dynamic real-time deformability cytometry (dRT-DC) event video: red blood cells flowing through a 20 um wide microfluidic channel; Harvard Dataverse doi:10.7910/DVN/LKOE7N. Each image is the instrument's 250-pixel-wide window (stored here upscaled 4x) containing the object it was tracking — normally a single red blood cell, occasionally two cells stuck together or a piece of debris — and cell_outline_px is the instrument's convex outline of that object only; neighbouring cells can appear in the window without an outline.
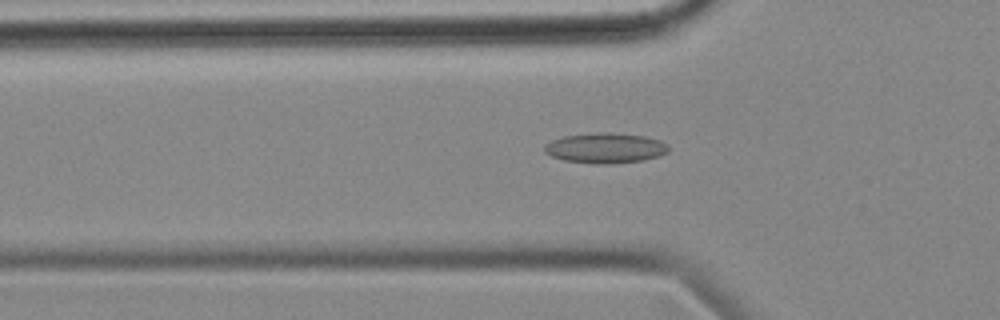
{"species": "common noctule bat (a hibernating species)", "species_latin": "Nyctalus noctula", "temperature_condition": "cold", "stored_images_in_passage": 33, "camera_frame_rate_fps": 3000, "um_per_image_px": 0.085, "animal": {"sex": "female", "body_mass_g": 18.4}, "frame": {"image": 1, "passage_image": 3, "time_ms": 0.667, "image_size_px": [1000, 320], "cell_outline_px": [[668, 152], [660, 156], [644, 160], [612, 164], [592, 164], [564, 160], [552, 156], [544, 152], [544, 144], [552, 140], [564, 136], [592, 132], [608, 132], [644, 136], [660, 140], [668, 144]], "centroid_in_image_um": [51.46, 12.58], "position_along_channel_um": 74.3, "area_um2": 22.14}}
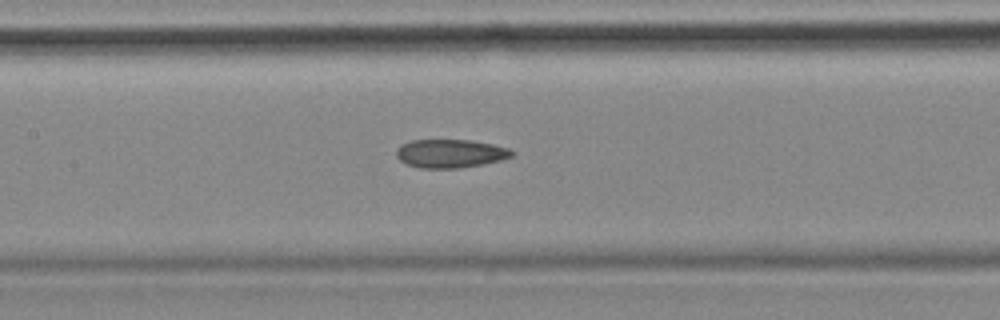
{"frame": {"image": 2, "passage_image": 11, "time_ms": 3.333, "image_size_px": [1000, 320], "cell_outline_px": [[516, 152], [512, 156], [500, 160], [460, 168], [420, 168], [404, 164], [396, 156], [396, 148], [400, 144], [412, 140], [468, 140], [492, 144], [508, 148]], "centroid_in_image_um": [38.23, 13.05], "position_along_channel_um": 169.2, "area_um2": 19.19}}
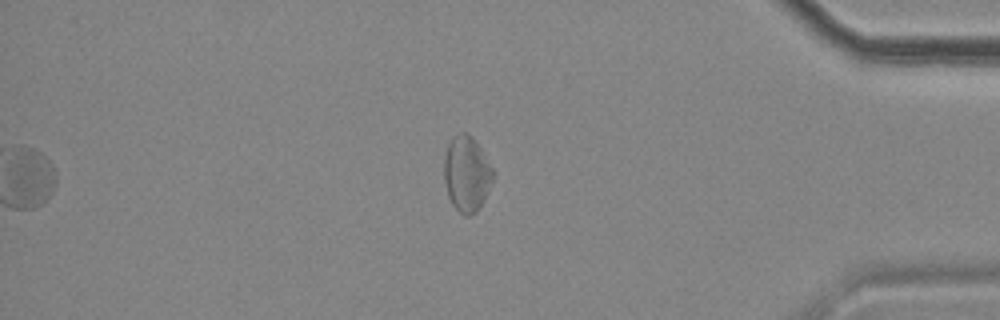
{"frame": {"image": 3, "passage_image": 33, "time_ms": 10.667, "image_size_px": [1000, 320], "cell_outline_px": [[496, 172], [484, 200], [480, 208], [472, 216], [464, 216], [452, 204], [448, 196], [444, 180], [444, 156], [448, 144], [452, 136], [460, 132], [468, 132], [472, 136]], "centroid_in_image_um": [39.67, 14.77], "position_along_channel_um": 395.5, "area_um2": 21.85}, "authors_computed_cell_mechanics": {"area_um2": 19.7098, "velocity_mm_per_s": 3.5332, "shape_relaxation_time_tau1_ms": null, "shape_relaxation_time_tau2_ms": 4.4059, "deformation_change_tau1": null, "deformation_change_tau2": 0.1272}}